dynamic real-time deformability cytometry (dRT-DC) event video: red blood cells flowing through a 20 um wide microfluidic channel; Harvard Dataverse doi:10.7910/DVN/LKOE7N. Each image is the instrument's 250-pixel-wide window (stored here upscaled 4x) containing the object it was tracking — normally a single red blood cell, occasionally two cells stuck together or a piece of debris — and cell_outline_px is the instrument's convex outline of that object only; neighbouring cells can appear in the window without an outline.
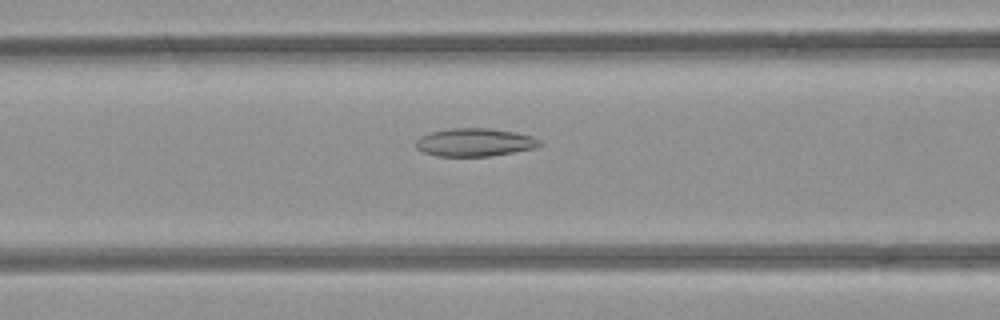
{"species": "common noctule bat (a hibernating species)", "species_latin": "Nyctalus noctula", "temperature_condition": "room temperature", "stored_images_in_passage": 53, "camera_frame_rate_fps": 3000, "um_per_image_px": 0.085, "animal": {"sex": "female", "body_mass_g": 21.9}, "frame": {"image": 1, "passage_image": 22, "time_ms": 7.0, "image_size_px": [1000, 320], "cell_outline_px": [[544, 144], [536, 148], [492, 156], [436, 156], [424, 152], [416, 148], [416, 140], [420, 136], [432, 132], [452, 128], [488, 128], [516, 132], [532, 136], [540, 140]], "centroid_in_image_um": [40.39, 12.1], "position_along_channel_um": 126.2, "area_um2": 20.35}}
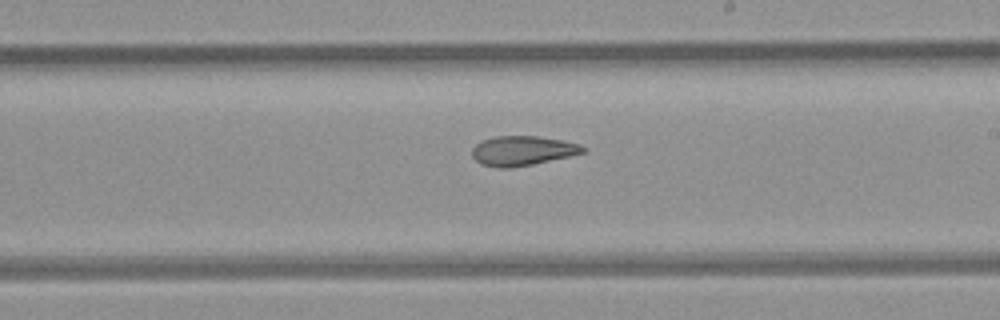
{"frame": {"image": 2, "passage_image": 31, "time_ms": 10.0, "image_size_px": [1000, 320], "cell_outline_px": [[588, 148], [584, 152], [568, 156], [532, 164], [512, 168], [496, 168], [480, 164], [472, 156], [472, 148], [480, 140], [496, 136], [536, 136], [560, 140], [580, 144]], "centroid_in_image_um": [44.37, 12.81], "position_along_channel_um": 244.6, "area_um2": 19.13}}
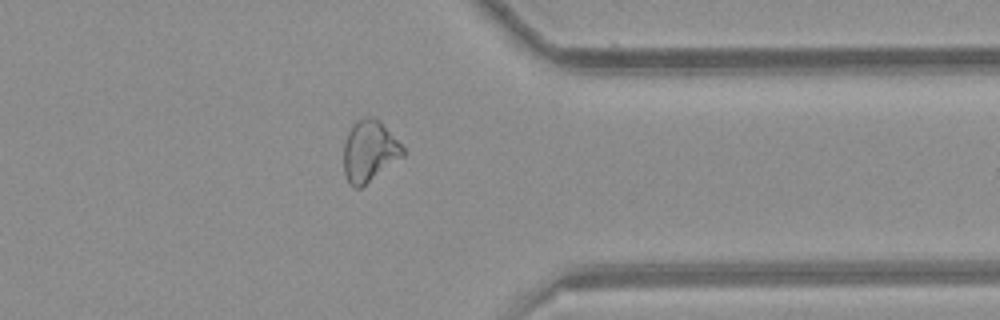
{"frame": {"image": 3, "passage_image": 42, "time_ms": 13.667, "image_size_px": [1000, 320], "cell_outline_px": [[404, 156], [360, 188], [352, 188], [344, 172], [344, 144], [348, 132], [352, 124], [360, 116], [372, 116], [380, 120], [404, 148]], "centroid_in_image_um": [31.39, 12.81], "position_along_channel_um": 380.0, "area_um2": 21.21}}